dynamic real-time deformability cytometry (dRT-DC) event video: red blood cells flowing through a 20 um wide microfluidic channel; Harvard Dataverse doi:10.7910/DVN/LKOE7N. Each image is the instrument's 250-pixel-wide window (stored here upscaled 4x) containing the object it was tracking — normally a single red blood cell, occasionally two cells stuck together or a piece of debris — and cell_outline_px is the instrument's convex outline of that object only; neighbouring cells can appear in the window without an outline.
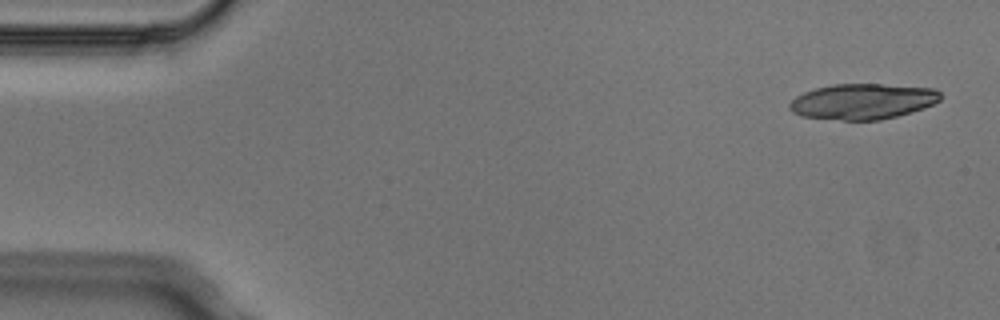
{"species": "Egyptian fruit bat (a non-hibernating species)", "species_latin": "Rousettus aegyptiacus", "temperature_condition": "cold", "stored_images_in_passage": 4, "camera_frame_rate_fps": 3000, "um_per_image_px": 0.085, "animal": {"sex": "male"}, "frame": {"image": 1, "passage_image": 1, "time_ms": 0.0, "image_size_px": [1000, 320], "cell_outline_px": [[940, 100], [924, 108], [912, 112], [880, 120], [844, 120], [800, 116], [792, 112], [788, 108], [788, 104], [796, 96], [804, 92], [816, 88], [832, 84], [880, 84], [936, 88], [940, 92]], "centroid_in_image_um": [73.32, 8.62], "position_along_channel_um": 11.7, "area_um2": 31.39}}